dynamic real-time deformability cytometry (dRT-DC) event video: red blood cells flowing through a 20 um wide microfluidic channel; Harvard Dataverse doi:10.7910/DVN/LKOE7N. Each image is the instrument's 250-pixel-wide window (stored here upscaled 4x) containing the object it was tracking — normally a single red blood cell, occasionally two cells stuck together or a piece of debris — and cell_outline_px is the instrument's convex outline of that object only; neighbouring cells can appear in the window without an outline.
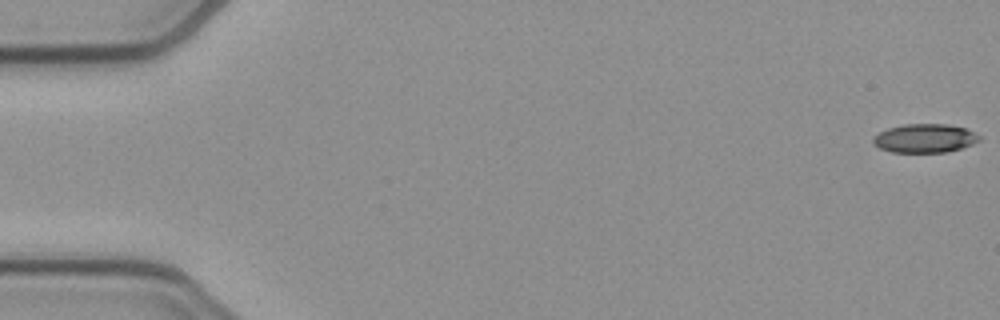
{"species": "common noctule bat (a hibernating species)", "species_latin": "Nyctalus noctula", "temperature_condition": "cold", "stored_images_in_passage": 53, "camera_frame_rate_fps": 3000, "um_per_image_px": 0.085, "animal": {"sex": "female", "body_mass_g": 21.9}, "frame": {"image": 1, "passage_image": 1, "time_ms": 0.0, "image_size_px": [1000, 320], "cell_outline_px": [[980, 140], [972, 144], [948, 152], [892, 152], [880, 148], [872, 144], [872, 136], [888, 128], [904, 124], [948, 124], [964, 128], [980, 136]], "centroid_in_image_um": [78.56, 11.75], "position_along_channel_um": 6.4, "area_um2": 17.74}}
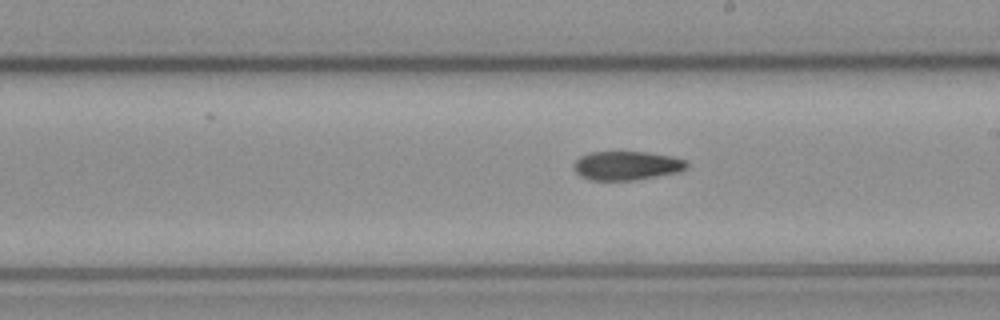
{"frame": {"image": 2, "passage_image": 30, "time_ms": 9.667, "image_size_px": [1000, 320], "cell_outline_px": [[688, 168], [680, 172], [636, 180], [588, 180], [580, 176], [572, 168], [572, 164], [580, 156], [588, 152], [648, 152], [672, 156], [688, 160]], "centroid_in_image_um": [53.28, 14.08], "position_along_channel_um": 235.7, "area_um2": 19.42}}
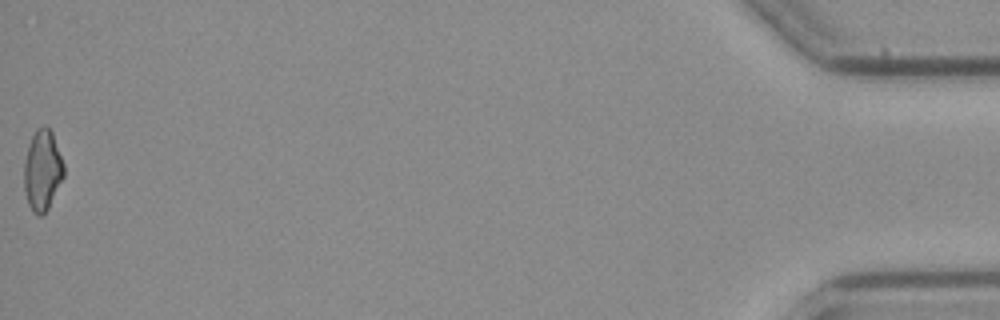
{"frame": {"image": 3, "passage_image": 53, "time_ms": 17.333, "image_size_px": [1000, 320], "cell_outline_px": [[64, 176], [48, 208], [40, 216], [36, 216], [32, 212], [28, 204], [24, 188], [24, 164], [28, 144], [36, 128], [44, 124], [48, 124], [52, 132], [64, 164]], "centroid_in_image_um": [3.6, 14.44], "position_along_channel_um": 431.6, "area_um2": 18.84}, "authors_computed_cell_mechanics": {"area_um2": 19.0162, "velocity_mm_per_s": 3.9197, "shape_relaxation_time_tau1_ms": null, "shape_relaxation_time_tau2_ms": 10.9022, "deformation_change_tau1": null, "deformation_change_tau2": 0.2221}}